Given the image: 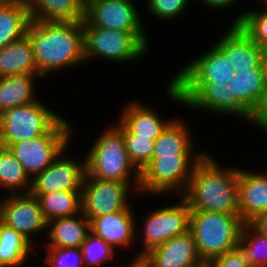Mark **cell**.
I'll use <instances>...</instances> for the list:
<instances>
[{
  "label": "cell",
  "mask_w": 267,
  "mask_h": 267,
  "mask_svg": "<svg viewBox=\"0 0 267 267\" xmlns=\"http://www.w3.org/2000/svg\"><path fill=\"white\" fill-rule=\"evenodd\" d=\"M26 35L33 46L37 71L43 78L86 62L82 22L31 19Z\"/></svg>",
  "instance_id": "obj_1"
},
{
  "label": "cell",
  "mask_w": 267,
  "mask_h": 267,
  "mask_svg": "<svg viewBox=\"0 0 267 267\" xmlns=\"http://www.w3.org/2000/svg\"><path fill=\"white\" fill-rule=\"evenodd\" d=\"M215 156L206 153L195 165L182 197L191 210L239 213L238 166H220Z\"/></svg>",
  "instance_id": "obj_2"
},
{
  "label": "cell",
  "mask_w": 267,
  "mask_h": 267,
  "mask_svg": "<svg viewBox=\"0 0 267 267\" xmlns=\"http://www.w3.org/2000/svg\"><path fill=\"white\" fill-rule=\"evenodd\" d=\"M94 141L84 154L89 177L140 184V172L130 161L123 134L115 125H108Z\"/></svg>",
  "instance_id": "obj_3"
},
{
  "label": "cell",
  "mask_w": 267,
  "mask_h": 267,
  "mask_svg": "<svg viewBox=\"0 0 267 267\" xmlns=\"http://www.w3.org/2000/svg\"><path fill=\"white\" fill-rule=\"evenodd\" d=\"M243 224L240 214L191 210L189 231L202 261L236 249Z\"/></svg>",
  "instance_id": "obj_4"
},
{
  "label": "cell",
  "mask_w": 267,
  "mask_h": 267,
  "mask_svg": "<svg viewBox=\"0 0 267 267\" xmlns=\"http://www.w3.org/2000/svg\"><path fill=\"white\" fill-rule=\"evenodd\" d=\"M84 32L85 61L107 60L108 62L133 63L143 59L149 51L146 31H119L92 26L86 19L82 21ZM93 58V59H92Z\"/></svg>",
  "instance_id": "obj_5"
},
{
  "label": "cell",
  "mask_w": 267,
  "mask_h": 267,
  "mask_svg": "<svg viewBox=\"0 0 267 267\" xmlns=\"http://www.w3.org/2000/svg\"><path fill=\"white\" fill-rule=\"evenodd\" d=\"M205 154H176L151 158L140 173L139 193L182 196L189 184L195 165Z\"/></svg>",
  "instance_id": "obj_6"
},
{
  "label": "cell",
  "mask_w": 267,
  "mask_h": 267,
  "mask_svg": "<svg viewBox=\"0 0 267 267\" xmlns=\"http://www.w3.org/2000/svg\"><path fill=\"white\" fill-rule=\"evenodd\" d=\"M72 125L63 116L46 134L8 147L31 180L68 147L74 133Z\"/></svg>",
  "instance_id": "obj_7"
},
{
  "label": "cell",
  "mask_w": 267,
  "mask_h": 267,
  "mask_svg": "<svg viewBox=\"0 0 267 267\" xmlns=\"http://www.w3.org/2000/svg\"><path fill=\"white\" fill-rule=\"evenodd\" d=\"M47 106L39 98L0 114V145L8 148L46 134L63 117Z\"/></svg>",
  "instance_id": "obj_8"
},
{
  "label": "cell",
  "mask_w": 267,
  "mask_h": 267,
  "mask_svg": "<svg viewBox=\"0 0 267 267\" xmlns=\"http://www.w3.org/2000/svg\"><path fill=\"white\" fill-rule=\"evenodd\" d=\"M176 203L159 207L147 212L143 217L142 251L131 258V266H135L140 258L150 249L168 241L172 237L185 234L189 231L191 209L187 201L179 196ZM179 201V202H178Z\"/></svg>",
  "instance_id": "obj_9"
},
{
  "label": "cell",
  "mask_w": 267,
  "mask_h": 267,
  "mask_svg": "<svg viewBox=\"0 0 267 267\" xmlns=\"http://www.w3.org/2000/svg\"><path fill=\"white\" fill-rule=\"evenodd\" d=\"M230 115L257 125L267 106V86L262 65L252 70L234 72L228 83Z\"/></svg>",
  "instance_id": "obj_10"
},
{
  "label": "cell",
  "mask_w": 267,
  "mask_h": 267,
  "mask_svg": "<svg viewBox=\"0 0 267 267\" xmlns=\"http://www.w3.org/2000/svg\"><path fill=\"white\" fill-rule=\"evenodd\" d=\"M139 194V184L91 178L85 174L81 189V212L91 221L112 212L128 208L130 194Z\"/></svg>",
  "instance_id": "obj_11"
},
{
  "label": "cell",
  "mask_w": 267,
  "mask_h": 267,
  "mask_svg": "<svg viewBox=\"0 0 267 267\" xmlns=\"http://www.w3.org/2000/svg\"><path fill=\"white\" fill-rule=\"evenodd\" d=\"M0 221L22 234L35 247L39 242L34 235L47 233L48 222L39 201L31 193L9 194L0 200ZM37 243V245H36Z\"/></svg>",
  "instance_id": "obj_12"
},
{
  "label": "cell",
  "mask_w": 267,
  "mask_h": 267,
  "mask_svg": "<svg viewBox=\"0 0 267 267\" xmlns=\"http://www.w3.org/2000/svg\"><path fill=\"white\" fill-rule=\"evenodd\" d=\"M201 54L180 67L170 80L174 84L227 85L234 70L226 54L215 43Z\"/></svg>",
  "instance_id": "obj_13"
},
{
  "label": "cell",
  "mask_w": 267,
  "mask_h": 267,
  "mask_svg": "<svg viewBox=\"0 0 267 267\" xmlns=\"http://www.w3.org/2000/svg\"><path fill=\"white\" fill-rule=\"evenodd\" d=\"M166 83L167 97L178 105L192 110H203L215 115H230V91L225 86L214 84H174Z\"/></svg>",
  "instance_id": "obj_14"
},
{
  "label": "cell",
  "mask_w": 267,
  "mask_h": 267,
  "mask_svg": "<svg viewBox=\"0 0 267 267\" xmlns=\"http://www.w3.org/2000/svg\"><path fill=\"white\" fill-rule=\"evenodd\" d=\"M69 146L40 174L32 180L31 194H47L56 191H81L86 174V157L74 159L68 156Z\"/></svg>",
  "instance_id": "obj_15"
},
{
  "label": "cell",
  "mask_w": 267,
  "mask_h": 267,
  "mask_svg": "<svg viewBox=\"0 0 267 267\" xmlns=\"http://www.w3.org/2000/svg\"><path fill=\"white\" fill-rule=\"evenodd\" d=\"M134 0H85V19L92 25L119 31H146Z\"/></svg>",
  "instance_id": "obj_16"
},
{
  "label": "cell",
  "mask_w": 267,
  "mask_h": 267,
  "mask_svg": "<svg viewBox=\"0 0 267 267\" xmlns=\"http://www.w3.org/2000/svg\"><path fill=\"white\" fill-rule=\"evenodd\" d=\"M204 262L200 258L190 231L172 237L145 253L136 267H197Z\"/></svg>",
  "instance_id": "obj_17"
},
{
  "label": "cell",
  "mask_w": 267,
  "mask_h": 267,
  "mask_svg": "<svg viewBox=\"0 0 267 267\" xmlns=\"http://www.w3.org/2000/svg\"><path fill=\"white\" fill-rule=\"evenodd\" d=\"M132 205L128 208L112 212L100 217L93 218L90 221V232L103 239L115 250L128 249L133 246L134 241L139 242L137 238L138 227L135 220V212Z\"/></svg>",
  "instance_id": "obj_18"
},
{
  "label": "cell",
  "mask_w": 267,
  "mask_h": 267,
  "mask_svg": "<svg viewBox=\"0 0 267 267\" xmlns=\"http://www.w3.org/2000/svg\"><path fill=\"white\" fill-rule=\"evenodd\" d=\"M228 27L215 44L226 54L234 72L258 68L265 50L259 47L239 25L229 24Z\"/></svg>",
  "instance_id": "obj_19"
},
{
  "label": "cell",
  "mask_w": 267,
  "mask_h": 267,
  "mask_svg": "<svg viewBox=\"0 0 267 267\" xmlns=\"http://www.w3.org/2000/svg\"><path fill=\"white\" fill-rule=\"evenodd\" d=\"M239 213L244 223L267 211V170L258 172L238 167Z\"/></svg>",
  "instance_id": "obj_20"
},
{
  "label": "cell",
  "mask_w": 267,
  "mask_h": 267,
  "mask_svg": "<svg viewBox=\"0 0 267 267\" xmlns=\"http://www.w3.org/2000/svg\"><path fill=\"white\" fill-rule=\"evenodd\" d=\"M125 105L119 114L118 120L131 133L138 136L155 140L172 120L171 117L168 120L167 118L164 119L156 112L157 109L155 110L154 107L136 100L134 102L130 101Z\"/></svg>",
  "instance_id": "obj_21"
},
{
  "label": "cell",
  "mask_w": 267,
  "mask_h": 267,
  "mask_svg": "<svg viewBox=\"0 0 267 267\" xmlns=\"http://www.w3.org/2000/svg\"><path fill=\"white\" fill-rule=\"evenodd\" d=\"M90 232V221L81 213L48 222L46 248L81 247ZM46 234V235H45Z\"/></svg>",
  "instance_id": "obj_22"
},
{
  "label": "cell",
  "mask_w": 267,
  "mask_h": 267,
  "mask_svg": "<svg viewBox=\"0 0 267 267\" xmlns=\"http://www.w3.org/2000/svg\"><path fill=\"white\" fill-rule=\"evenodd\" d=\"M188 129L186 122L175 116L155 139L152 158L176 154H206L205 151L195 152L197 150L191 136L192 131Z\"/></svg>",
  "instance_id": "obj_23"
},
{
  "label": "cell",
  "mask_w": 267,
  "mask_h": 267,
  "mask_svg": "<svg viewBox=\"0 0 267 267\" xmlns=\"http://www.w3.org/2000/svg\"><path fill=\"white\" fill-rule=\"evenodd\" d=\"M30 17L38 21L82 22L85 0H27Z\"/></svg>",
  "instance_id": "obj_24"
},
{
  "label": "cell",
  "mask_w": 267,
  "mask_h": 267,
  "mask_svg": "<svg viewBox=\"0 0 267 267\" xmlns=\"http://www.w3.org/2000/svg\"><path fill=\"white\" fill-rule=\"evenodd\" d=\"M40 74H21L0 78V114L25 104L38 101L35 81ZM35 86V87H34Z\"/></svg>",
  "instance_id": "obj_25"
},
{
  "label": "cell",
  "mask_w": 267,
  "mask_h": 267,
  "mask_svg": "<svg viewBox=\"0 0 267 267\" xmlns=\"http://www.w3.org/2000/svg\"><path fill=\"white\" fill-rule=\"evenodd\" d=\"M21 74H39L27 35L0 49V78Z\"/></svg>",
  "instance_id": "obj_26"
},
{
  "label": "cell",
  "mask_w": 267,
  "mask_h": 267,
  "mask_svg": "<svg viewBox=\"0 0 267 267\" xmlns=\"http://www.w3.org/2000/svg\"><path fill=\"white\" fill-rule=\"evenodd\" d=\"M34 248L22 234L0 221V267H24Z\"/></svg>",
  "instance_id": "obj_27"
},
{
  "label": "cell",
  "mask_w": 267,
  "mask_h": 267,
  "mask_svg": "<svg viewBox=\"0 0 267 267\" xmlns=\"http://www.w3.org/2000/svg\"><path fill=\"white\" fill-rule=\"evenodd\" d=\"M37 198L47 222L81 213V191L32 194Z\"/></svg>",
  "instance_id": "obj_28"
},
{
  "label": "cell",
  "mask_w": 267,
  "mask_h": 267,
  "mask_svg": "<svg viewBox=\"0 0 267 267\" xmlns=\"http://www.w3.org/2000/svg\"><path fill=\"white\" fill-rule=\"evenodd\" d=\"M30 22L26 5L0 4V49L25 36Z\"/></svg>",
  "instance_id": "obj_29"
},
{
  "label": "cell",
  "mask_w": 267,
  "mask_h": 267,
  "mask_svg": "<svg viewBox=\"0 0 267 267\" xmlns=\"http://www.w3.org/2000/svg\"><path fill=\"white\" fill-rule=\"evenodd\" d=\"M0 178L5 189L2 197L9 194H28L32 180L25 173L23 166L15 159L9 148L0 145Z\"/></svg>",
  "instance_id": "obj_30"
},
{
  "label": "cell",
  "mask_w": 267,
  "mask_h": 267,
  "mask_svg": "<svg viewBox=\"0 0 267 267\" xmlns=\"http://www.w3.org/2000/svg\"><path fill=\"white\" fill-rule=\"evenodd\" d=\"M237 248L250 267H267V237L250 223L243 224Z\"/></svg>",
  "instance_id": "obj_31"
},
{
  "label": "cell",
  "mask_w": 267,
  "mask_h": 267,
  "mask_svg": "<svg viewBox=\"0 0 267 267\" xmlns=\"http://www.w3.org/2000/svg\"><path fill=\"white\" fill-rule=\"evenodd\" d=\"M114 125L123 134L130 161L141 173L151 161L155 140L131 133L119 120Z\"/></svg>",
  "instance_id": "obj_32"
},
{
  "label": "cell",
  "mask_w": 267,
  "mask_h": 267,
  "mask_svg": "<svg viewBox=\"0 0 267 267\" xmlns=\"http://www.w3.org/2000/svg\"><path fill=\"white\" fill-rule=\"evenodd\" d=\"M231 25H239L259 47L267 50V13L261 8L240 12Z\"/></svg>",
  "instance_id": "obj_33"
},
{
  "label": "cell",
  "mask_w": 267,
  "mask_h": 267,
  "mask_svg": "<svg viewBox=\"0 0 267 267\" xmlns=\"http://www.w3.org/2000/svg\"><path fill=\"white\" fill-rule=\"evenodd\" d=\"M80 249L85 267H101L106 262L113 261L118 254L111 245L91 232L88 233Z\"/></svg>",
  "instance_id": "obj_34"
},
{
  "label": "cell",
  "mask_w": 267,
  "mask_h": 267,
  "mask_svg": "<svg viewBox=\"0 0 267 267\" xmlns=\"http://www.w3.org/2000/svg\"><path fill=\"white\" fill-rule=\"evenodd\" d=\"M149 14L163 21L177 19L193 0H145ZM195 1V0H194ZM177 17V18H176Z\"/></svg>",
  "instance_id": "obj_35"
},
{
  "label": "cell",
  "mask_w": 267,
  "mask_h": 267,
  "mask_svg": "<svg viewBox=\"0 0 267 267\" xmlns=\"http://www.w3.org/2000/svg\"><path fill=\"white\" fill-rule=\"evenodd\" d=\"M44 263L50 267H85L79 247L46 248Z\"/></svg>",
  "instance_id": "obj_36"
},
{
  "label": "cell",
  "mask_w": 267,
  "mask_h": 267,
  "mask_svg": "<svg viewBox=\"0 0 267 267\" xmlns=\"http://www.w3.org/2000/svg\"><path fill=\"white\" fill-rule=\"evenodd\" d=\"M211 267H250L241 251L236 248L207 262Z\"/></svg>",
  "instance_id": "obj_37"
},
{
  "label": "cell",
  "mask_w": 267,
  "mask_h": 267,
  "mask_svg": "<svg viewBox=\"0 0 267 267\" xmlns=\"http://www.w3.org/2000/svg\"><path fill=\"white\" fill-rule=\"evenodd\" d=\"M198 3L202 4L203 6L205 5L206 8L214 10V11H224L228 7L231 8L232 5L236 2L237 0H196ZM231 6V7H230Z\"/></svg>",
  "instance_id": "obj_38"
},
{
  "label": "cell",
  "mask_w": 267,
  "mask_h": 267,
  "mask_svg": "<svg viewBox=\"0 0 267 267\" xmlns=\"http://www.w3.org/2000/svg\"><path fill=\"white\" fill-rule=\"evenodd\" d=\"M250 224L263 236L267 237V211L256 217Z\"/></svg>",
  "instance_id": "obj_39"
},
{
  "label": "cell",
  "mask_w": 267,
  "mask_h": 267,
  "mask_svg": "<svg viewBox=\"0 0 267 267\" xmlns=\"http://www.w3.org/2000/svg\"><path fill=\"white\" fill-rule=\"evenodd\" d=\"M256 128L260 129V131L262 130L267 135V106L261 117L257 120Z\"/></svg>",
  "instance_id": "obj_40"
},
{
  "label": "cell",
  "mask_w": 267,
  "mask_h": 267,
  "mask_svg": "<svg viewBox=\"0 0 267 267\" xmlns=\"http://www.w3.org/2000/svg\"><path fill=\"white\" fill-rule=\"evenodd\" d=\"M261 65H262L263 74H264V78H265V82L267 86V50H265L262 55Z\"/></svg>",
  "instance_id": "obj_41"
},
{
  "label": "cell",
  "mask_w": 267,
  "mask_h": 267,
  "mask_svg": "<svg viewBox=\"0 0 267 267\" xmlns=\"http://www.w3.org/2000/svg\"><path fill=\"white\" fill-rule=\"evenodd\" d=\"M0 4L26 5L27 0H0Z\"/></svg>",
  "instance_id": "obj_42"
},
{
  "label": "cell",
  "mask_w": 267,
  "mask_h": 267,
  "mask_svg": "<svg viewBox=\"0 0 267 267\" xmlns=\"http://www.w3.org/2000/svg\"><path fill=\"white\" fill-rule=\"evenodd\" d=\"M258 1H261V2H259V3H261L262 4V2H263V5H265V6H263V8L261 9L263 12H265V13H267V0H258Z\"/></svg>",
  "instance_id": "obj_43"
},
{
  "label": "cell",
  "mask_w": 267,
  "mask_h": 267,
  "mask_svg": "<svg viewBox=\"0 0 267 267\" xmlns=\"http://www.w3.org/2000/svg\"><path fill=\"white\" fill-rule=\"evenodd\" d=\"M197 267H211V266L207 262H204L203 264H201Z\"/></svg>",
  "instance_id": "obj_44"
},
{
  "label": "cell",
  "mask_w": 267,
  "mask_h": 267,
  "mask_svg": "<svg viewBox=\"0 0 267 267\" xmlns=\"http://www.w3.org/2000/svg\"><path fill=\"white\" fill-rule=\"evenodd\" d=\"M0 188H1V189L3 188L2 190H5V189H4V187H3V184H2L1 178H0Z\"/></svg>",
  "instance_id": "obj_45"
},
{
  "label": "cell",
  "mask_w": 267,
  "mask_h": 267,
  "mask_svg": "<svg viewBox=\"0 0 267 267\" xmlns=\"http://www.w3.org/2000/svg\"><path fill=\"white\" fill-rule=\"evenodd\" d=\"M124 267H136V266H131V264L127 262V264Z\"/></svg>",
  "instance_id": "obj_46"
}]
</instances>
